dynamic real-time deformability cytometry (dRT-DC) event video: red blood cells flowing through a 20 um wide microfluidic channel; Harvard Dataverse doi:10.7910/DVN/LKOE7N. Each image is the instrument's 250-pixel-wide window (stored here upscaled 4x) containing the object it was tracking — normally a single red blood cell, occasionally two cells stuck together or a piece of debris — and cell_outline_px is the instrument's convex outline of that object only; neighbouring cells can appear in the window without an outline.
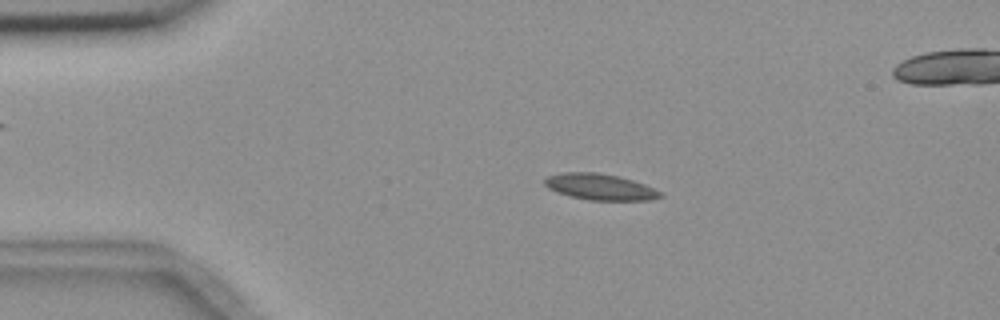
{"species": "common noctule bat (a hibernating species)", "species_latin": "Nyctalus noctula", "temperature_condition": "room temperature", "stored_images_in_passage": 6, "camera_frame_rate_fps": 3000, "um_per_image_px": 0.085, "animal": {"sex": "female", "body_mass_g": 18.4}, "frame": {"image": 1, "passage_image": 3, "time_ms": 2.0, "image_size_px": [1000, 320], "cell_outline_px": [[664, 196], [652, 200], [588, 200], [556, 192], [548, 188], [544, 184], [544, 176], [564, 172], [596, 172], [620, 176], [644, 184], [660, 192]], "centroid_in_image_um": [50.97, 15.87], "position_along_channel_um": 34.0, "area_um2": 17.69}}